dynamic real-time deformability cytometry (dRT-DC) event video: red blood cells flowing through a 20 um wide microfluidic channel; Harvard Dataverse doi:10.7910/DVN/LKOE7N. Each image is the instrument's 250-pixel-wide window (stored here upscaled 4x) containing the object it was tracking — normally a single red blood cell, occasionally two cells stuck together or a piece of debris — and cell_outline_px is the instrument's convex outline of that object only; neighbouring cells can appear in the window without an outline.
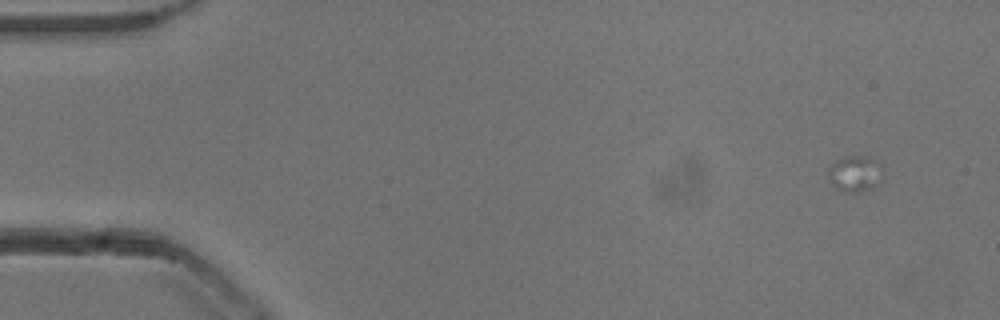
{"species": "common noctule bat (a hibernating species)", "species_latin": "Nyctalus noctula", "temperature_condition": "cold", "stored_images_in_passage": 10, "camera_frame_rate_fps": 3000, "um_per_image_px": 0.085, "animal": {"sex": "male", "body_mass_g": 13.3}, "frame": {"image": 1, "passage_image": 1, "time_ms": 0.0, "image_size_px": [1000, 320], "cell_outline_px": [[884, 168], [880, 180], [872, 188], [860, 192], [840, 192], [832, 184], [828, 172], [828, 168], [836, 160], [844, 156], [868, 156]], "centroid_in_image_um": [72.67, 14.76], "position_along_channel_um": 12.3, "area_um2": 11.5}}